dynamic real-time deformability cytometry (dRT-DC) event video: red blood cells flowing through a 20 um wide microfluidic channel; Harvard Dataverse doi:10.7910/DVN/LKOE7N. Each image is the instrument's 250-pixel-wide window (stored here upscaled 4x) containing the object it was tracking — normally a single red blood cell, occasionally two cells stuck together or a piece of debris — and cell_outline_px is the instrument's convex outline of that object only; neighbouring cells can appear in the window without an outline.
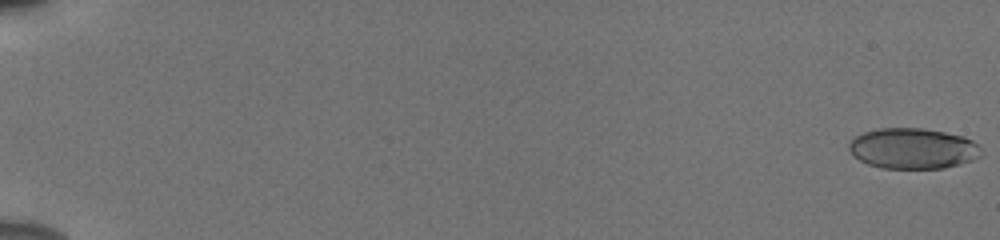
{"species": "human", "species_latin": "Homo sapiens", "temperature_condition": "cold", "stored_images_in_passage": 56, "camera_frame_rate_fps": 3000, "um_per_image_px": 0.085, "donor": {"sex": "male"}, "frame": {"image": 1, "passage_image": 1, "time_ms": 0.0, "image_size_px": [1000, 240], "cell_outline_px": [[984, 152], [976, 160], [944, 168], [880, 168], [868, 164], [852, 156], [848, 148], [848, 144], [856, 136], [864, 132], [880, 128], [924, 128], [964, 136], [980, 144]], "centroid_in_image_um": [77.64, 12.62], "position_along_channel_um": 7.4, "area_um2": 31.73}}
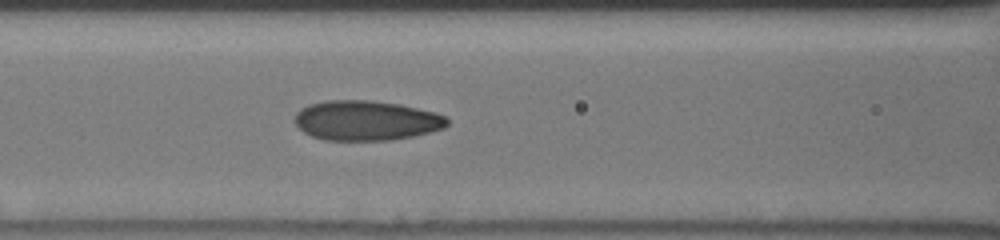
{"frame": {"image": 2, "passage_image": 27, "time_ms": 8.667, "image_size_px": [1000, 240], "cell_outline_px": [[448, 124], [444, 128], [432, 132], [392, 140], [324, 140], [312, 136], [304, 132], [292, 120], [296, 112], [300, 108], [308, 104], [324, 100], [372, 100], [400, 104], [436, 112], [448, 116]], "centroid_in_image_um": [31.13, 10.23], "position_along_channel_um": 135.5, "area_um2": 35.89}}
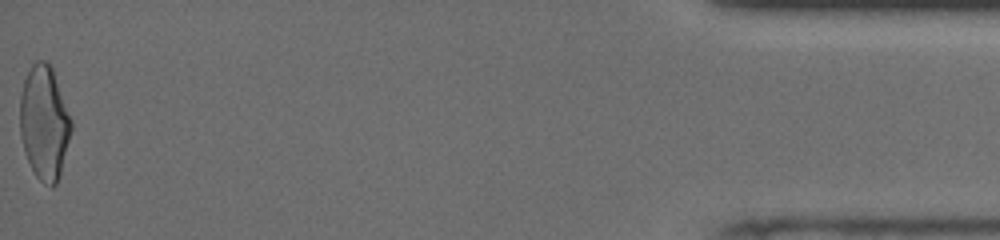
{"frame": {"image": 3, "passage_image": 56, "time_ms": 18.333, "image_size_px": [1000, 240], "cell_outline_px": [[72, 128], [60, 172], [56, 184], [52, 188], [44, 184], [36, 176], [24, 152], [20, 136], [20, 96], [24, 80], [32, 64], [36, 60], [44, 60], [52, 68], [72, 120]], "centroid_in_image_um": [3.75, 10.43], "position_along_channel_um": 431.4, "area_um2": 33.81}, "authors_computed_cell_mechanics": {"area_um2": 33.6974, "velocity_mm_per_s": 3.8893, "shape_relaxation_time_tau1_ms": null, "shape_relaxation_time_tau2_ms": 1.2127, "deformation_change_tau1": null, "deformation_change_tau2": 0.0812}}